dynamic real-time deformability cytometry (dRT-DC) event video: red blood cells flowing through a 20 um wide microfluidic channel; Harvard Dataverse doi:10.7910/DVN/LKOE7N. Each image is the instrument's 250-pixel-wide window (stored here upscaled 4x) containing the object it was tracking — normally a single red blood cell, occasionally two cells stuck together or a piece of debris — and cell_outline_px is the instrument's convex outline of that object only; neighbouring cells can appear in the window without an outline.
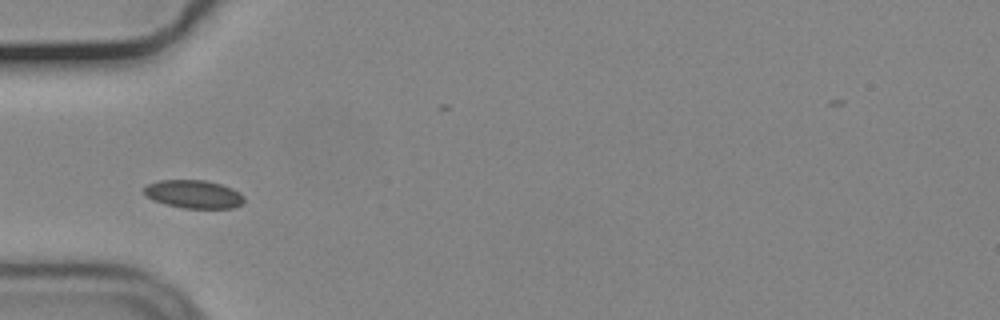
{"species": "common noctule bat (a hibernating species)", "species_latin": "Nyctalus noctula", "temperature_condition": "cold", "stored_images_in_passage": 40, "camera_frame_rate_fps": 3000, "um_per_image_px": 0.085, "animal": {"sex": "male", "body_mass_g": 19.2, "forearm_length_mm": 51.8}, "frame": {"image": 1, "passage_image": 1, "time_ms": 0.0, "image_size_px": [1000, 320], "cell_outline_px": [[244, 204], [232, 208], [184, 208], [164, 204], [152, 200], [144, 196], [144, 188], [148, 184], [160, 180], [204, 180], [220, 184], [232, 188], [240, 192], [244, 196]], "centroid_in_image_um": [16.46, 16.51], "position_along_channel_um": 68.5, "area_um2": 16.59}}
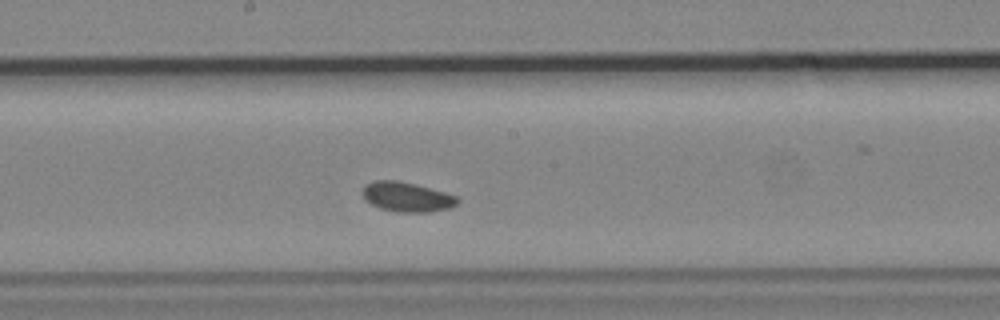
{"frame": {"image": 2, "passage_image": 13, "time_ms": 4.0, "image_size_px": [1000, 320], "cell_outline_px": [[460, 200], [452, 208], [428, 212], [396, 212], [380, 208], [364, 200], [360, 192], [364, 184], [376, 180], [396, 180], [416, 184], [444, 192], [456, 196]], "centroid_in_image_um": [34.54, 16.73], "position_along_channel_um": 213.7, "area_um2": 16.65}}
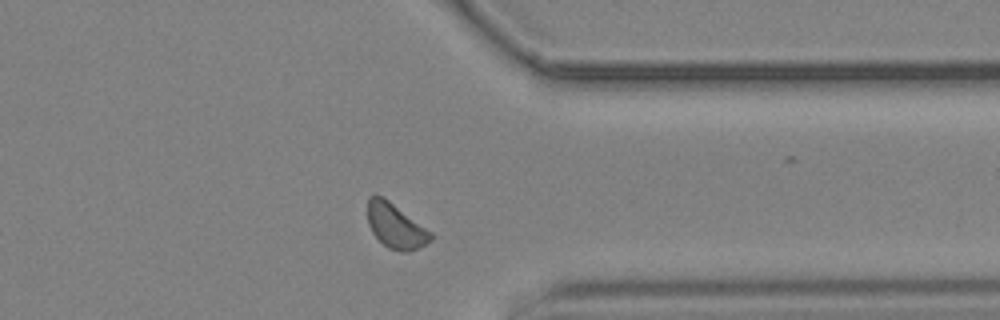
{"frame": {"image": 3, "passage_image": 27, "time_ms": 8.667, "image_size_px": [1000, 320], "cell_outline_px": [[432, 240], [416, 248], [404, 252], [400, 252], [388, 248], [372, 232], [368, 224], [368, 196], [380, 196], [388, 200], [432, 232]], "centroid_in_image_um": [33.62, 19.21], "position_along_channel_um": 377.8, "area_um2": 16.07}}